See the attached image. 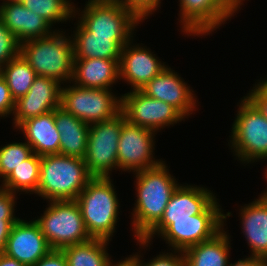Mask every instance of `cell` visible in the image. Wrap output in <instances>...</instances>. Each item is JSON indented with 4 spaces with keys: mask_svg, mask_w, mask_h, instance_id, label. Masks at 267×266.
<instances>
[{
    "mask_svg": "<svg viewBox=\"0 0 267 266\" xmlns=\"http://www.w3.org/2000/svg\"><path fill=\"white\" fill-rule=\"evenodd\" d=\"M169 168L162 161L157 166L133 173L137 198L130 212V224L135 239H142L160 221L171 195L180 184Z\"/></svg>",
    "mask_w": 267,
    "mask_h": 266,
    "instance_id": "obj_1",
    "label": "cell"
},
{
    "mask_svg": "<svg viewBox=\"0 0 267 266\" xmlns=\"http://www.w3.org/2000/svg\"><path fill=\"white\" fill-rule=\"evenodd\" d=\"M111 177H93L75 199L92 238L111 241L120 219V201Z\"/></svg>",
    "mask_w": 267,
    "mask_h": 266,
    "instance_id": "obj_2",
    "label": "cell"
},
{
    "mask_svg": "<svg viewBox=\"0 0 267 266\" xmlns=\"http://www.w3.org/2000/svg\"><path fill=\"white\" fill-rule=\"evenodd\" d=\"M92 178L82 158L61 154L42 156L35 195L46 202L75 200Z\"/></svg>",
    "mask_w": 267,
    "mask_h": 266,
    "instance_id": "obj_3",
    "label": "cell"
},
{
    "mask_svg": "<svg viewBox=\"0 0 267 266\" xmlns=\"http://www.w3.org/2000/svg\"><path fill=\"white\" fill-rule=\"evenodd\" d=\"M69 34L62 28L46 37L25 41L20 44V54L37 76L68 84L72 80L74 66L73 43Z\"/></svg>",
    "mask_w": 267,
    "mask_h": 266,
    "instance_id": "obj_4",
    "label": "cell"
},
{
    "mask_svg": "<svg viewBox=\"0 0 267 266\" xmlns=\"http://www.w3.org/2000/svg\"><path fill=\"white\" fill-rule=\"evenodd\" d=\"M237 103L228 145L241 164L267 160V119L246 97Z\"/></svg>",
    "mask_w": 267,
    "mask_h": 266,
    "instance_id": "obj_5",
    "label": "cell"
},
{
    "mask_svg": "<svg viewBox=\"0 0 267 266\" xmlns=\"http://www.w3.org/2000/svg\"><path fill=\"white\" fill-rule=\"evenodd\" d=\"M45 211L34 220L52 250L91 240L75 200L48 201Z\"/></svg>",
    "mask_w": 267,
    "mask_h": 266,
    "instance_id": "obj_6",
    "label": "cell"
},
{
    "mask_svg": "<svg viewBox=\"0 0 267 266\" xmlns=\"http://www.w3.org/2000/svg\"><path fill=\"white\" fill-rule=\"evenodd\" d=\"M84 9L74 6V18L94 36L134 37L143 21L117 0H88ZM77 7V8H76ZM77 16V17H76Z\"/></svg>",
    "mask_w": 267,
    "mask_h": 266,
    "instance_id": "obj_7",
    "label": "cell"
},
{
    "mask_svg": "<svg viewBox=\"0 0 267 266\" xmlns=\"http://www.w3.org/2000/svg\"><path fill=\"white\" fill-rule=\"evenodd\" d=\"M61 89L62 107L87 124L108 121L121 113V95L113 89L82 88L69 82ZM113 91V92H112Z\"/></svg>",
    "mask_w": 267,
    "mask_h": 266,
    "instance_id": "obj_8",
    "label": "cell"
},
{
    "mask_svg": "<svg viewBox=\"0 0 267 266\" xmlns=\"http://www.w3.org/2000/svg\"><path fill=\"white\" fill-rule=\"evenodd\" d=\"M216 198L201 214L192 219L173 220L158 237L170 248L184 252L188 248L212 239L224 228V211Z\"/></svg>",
    "mask_w": 267,
    "mask_h": 266,
    "instance_id": "obj_9",
    "label": "cell"
},
{
    "mask_svg": "<svg viewBox=\"0 0 267 266\" xmlns=\"http://www.w3.org/2000/svg\"><path fill=\"white\" fill-rule=\"evenodd\" d=\"M125 116L119 113L111 120L90 124L84 161L93 177H110L118 171V142Z\"/></svg>",
    "mask_w": 267,
    "mask_h": 266,
    "instance_id": "obj_10",
    "label": "cell"
},
{
    "mask_svg": "<svg viewBox=\"0 0 267 266\" xmlns=\"http://www.w3.org/2000/svg\"><path fill=\"white\" fill-rule=\"evenodd\" d=\"M121 113L134 125L161 132L186 118L171 104L148 97L140 90L121 94Z\"/></svg>",
    "mask_w": 267,
    "mask_h": 266,
    "instance_id": "obj_11",
    "label": "cell"
},
{
    "mask_svg": "<svg viewBox=\"0 0 267 266\" xmlns=\"http://www.w3.org/2000/svg\"><path fill=\"white\" fill-rule=\"evenodd\" d=\"M156 132L134 125L127 120L123 123L118 142L117 164L119 172L136 173L160 164L155 159Z\"/></svg>",
    "mask_w": 267,
    "mask_h": 266,
    "instance_id": "obj_12",
    "label": "cell"
},
{
    "mask_svg": "<svg viewBox=\"0 0 267 266\" xmlns=\"http://www.w3.org/2000/svg\"><path fill=\"white\" fill-rule=\"evenodd\" d=\"M216 197L217 195L205 186L180 183L171 195L160 221L142 239L152 243L173 220L192 219L193 215L201 214Z\"/></svg>",
    "mask_w": 267,
    "mask_h": 266,
    "instance_id": "obj_13",
    "label": "cell"
},
{
    "mask_svg": "<svg viewBox=\"0 0 267 266\" xmlns=\"http://www.w3.org/2000/svg\"><path fill=\"white\" fill-rule=\"evenodd\" d=\"M178 22L186 36L205 37L213 34L233 17L217 0H178Z\"/></svg>",
    "mask_w": 267,
    "mask_h": 266,
    "instance_id": "obj_14",
    "label": "cell"
},
{
    "mask_svg": "<svg viewBox=\"0 0 267 266\" xmlns=\"http://www.w3.org/2000/svg\"><path fill=\"white\" fill-rule=\"evenodd\" d=\"M140 91L148 97L171 104L187 119L196 113L199 106L194 89L168 64Z\"/></svg>",
    "mask_w": 267,
    "mask_h": 266,
    "instance_id": "obj_15",
    "label": "cell"
},
{
    "mask_svg": "<svg viewBox=\"0 0 267 266\" xmlns=\"http://www.w3.org/2000/svg\"><path fill=\"white\" fill-rule=\"evenodd\" d=\"M142 45L145 44L135 43V39H132L121 51L120 81L123 80L128 86H131L130 91L143 88L167 66L166 62L153 54L150 47Z\"/></svg>",
    "mask_w": 267,
    "mask_h": 266,
    "instance_id": "obj_16",
    "label": "cell"
},
{
    "mask_svg": "<svg viewBox=\"0 0 267 266\" xmlns=\"http://www.w3.org/2000/svg\"><path fill=\"white\" fill-rule=\"evenodd\" d=\"M62 83L37 76L26 95L15 101L12 118L13 129L22 122L60 107Z\"/></svg>",
    "mask_w": 267,
    "mask_h": 266,
    "instance_id": "obj_17",
    "label": "cell"
},
{
    "mask_svg": "<svg viewBox=\"0 0 267 266\" xmlns=\"http://www.w3.org/2000/svg\"><path fill=\"white\" fill-rule=\"evenodd\" d=\"M51 250L34 218L30 221L20 218L12 226L4 253L25 266H33Z\"/></svg>",
    "mask_w": 267,
    "mask_h": 266,
    "instance_id": "obj_18",
    "label": "cell"
},
{
    "mask_svg": "<svg viewBox=\"0 0 267 266\" xmlns=\"http://www.w3.org/2000/svg\"><path fill=\"white\" fill-rule=\"evenodd\" d=\"M0 20L20 44L31 39L46 37L55 30H61V28L54 29L45 19L27 9L19 1H1Z\"/></svg>",
    "mask_w": 267,
    "mask_h": 266,
    "instance_id": "obj_19",
    "label": "cell"
},
{
    "mask_svg": "<svg viewBox=\"0 0 267 266\" xmlns=\"http://www.w3.org/2000/svg\"><path fill=\"white\" fill-rule=\"evenodd\" d=\"M76 22L70 35L74 59H120L122 48L134 38L94 36L78 20Z\"/></svg>",
    "mask_w": 267,
    "mask_h": 266,
    "instance_id": "obj_20",
    "label": "cell"
},
{
    "mask_svg": "<svg viewBox=\"0 0 267 266\" xmlns=\"http://www.w3.org/2000/svg\"><path fill=\"white\" fill-rule=\"evenodd\" d=\"M241 234L250 247V256L267 260V203L259 195L239 208Z\"/></svg>",
    "mask_w": 267,
    "mask_h": 266,
    "instance_id": "obj_21",
    "label": "cell"
},
{
    "mask_svg": "<svg viewBox=\"0 0 267 266\" xmlns=\"http://www.w3.org/2000/svg\"><path fill=\"white\" fill-rule=\"evenodd\" d=\"M120 59H74L71 83L82 88L112 89L120 81Z\"/></svg>",
    "mask_w": 267,
    "mask_h": 266,
    "instance_id": "obj_22",
    "label": "cell"
},
{
    "mask_svg": "<svg viewBox=\"0 0 267 266\" xmlns=\"http://www.w3.org/2000/svg\"><path fill=\"white\" fill-rule=\"evenodd\" d=\"M25 141L39 156L59 154L60 133L57 130L54 110L22 122L17 128Z\"/></svg>",
    "mask_w": 267,
    "mask_h": 266,
    "instance_id": "obj_23",
    "label": "cell"
},
{
    "mask_svg": "<svg viewBox=\"0 0 267 266\" xmlns=\"http://www.w3.org/2000/svg\"><path fill=\"white\" fill-rule=\"evenodd\" d=\"M231 212L224 213V228L212 239L194 245L184 251L186 266H227L230 260L231 235L225 229ZM226 230V231H225Z\"/></svg>",
    "mask_w": 267,
    "mask_h": 266,
    "instance_id": "obj_24",
    "label": "cell"
},
{
    "mask_svg": "<svg viewBox=\"0 0 267 266\" xmlns=\"http://www.w3.org/2000/svg\"><path fill=\"white\" fill-rule=\"evenodd\" d=\"M54 118L60 133L59 154L84 159L90 125L67 113L62 107L54 109Z\"/></svg>",
    "mask_w": 267,
    "mask_h": 266,
    "instance_id": "obj_25",
    "label": "cell"
},
{
    "mask_svg": "<svg viewBox=\"0 0 267 266\" xmlns=\"http://www.w3.org/2000/svg\"><path fill=\"white\" fill-rule=\"evenodd\" d=\"M110 241L92 238L86 242L62 249L68 266H107L112 258L107 250Z\"/></svg>",
    "mask_w": 267,
    "mask_h": 266,
    "instance_id": "obj_26",
    "label": "cell"
},
{
    "mask_svg": "<svg viewBox=\"0 0 267 266\" xmlns=\"http://www.w3.org/2000/svg\"><path fill=\"white\" fill-rule=\"evenodd\" d=\"M41 156L33 153L29 158L22 161L17 168L8 175L0 184L1 188L12 193L35 194L40 179ZM23 192V193H22Z\"/></svg>",
    "mask_w": 267,
    "mask_h": 266,
    "instance_id": "obj_27",
    "label": "cell"
},
{
    "mask_svg": "<svg viewBox=\"0 0 267 266\" xmlns=\"http://www.w3.org/2000/svg\"><path fill=\"white\" fill-rule=\"evenodd\" d=\"M1 76L5 79L15 101L27 94L37 77L34 69L21 54L1 67Z\"/></svg>",
    "mask_w": 267,
    "mask_h": 266,
    "instance_id": "obj_28",
    "label": "cell"
},
{
    "mask_svg": "<svg viewBox=\"0 0 267 266\" xmlns=\"http://www.w3.org/2000/svg\"><path fill=\"white\" fill-rule=\"evenodd\" d=\"M23 5L45 19L52 27L74 21V2L72 0H23Z\"/></svg>",
    "mask_w": 267,
    "mask_h": 266,
    "instance_id": "obj_29",
    "label": "cell"
},
{
    "mask_svg": "<svg viewBox=\"0 0 267 266\" xmlns=\"http://www.w3.org/2000/svg\"><path fill=\"white\" fill-rule=\"evenodd\" d=\"M33 154L32 147L24 142H10L0 147V182Z\"/></svg>",
    "mask_w": 267,
    "mask_h": 266,
    "instance_id": "obj_30",
    "label": "cell"
},
{
    "mask_svg": "<svg viewBox=\"0 0 267 266\" xmlns=\"http://www.w3.org/2000/svg\"><path fill=\"white\" fill-rule=\"evenodd\" d=\"M137 243L136 245H139V248L141 249L138 253L136 252L133 255L136 257V262L138 266H186V259L184 256V252L182 251H175V250H169L171 252H159V255L157 254L156 257L148 260L147 262L144 261L146 259H143L141 251L144 249L147 250L150 249V246L153 244L151 242L145 241L144 239H134Z\"/></svg>",
    "mask_w": 267,
    "mask_h": 266,
    "instance_id": "obj_31",
    "label": "cell"
},
{
    "mask_svg": "<svg viewBox=\"0 0 267 266\" xmlns=\"http://www.w3.org/2000/svg\"><path fill=\"white\" fill-rule=\"evenodd\" d=\"M20 54V43L0 20V66H5Z\"/></svg>",
    "mask_w": 267,
    "mask_h": 266,
    "instance_id": "obj_32",
    "label": "cell"
},
{
    "mask_svg": "<svg viewBox=\"0 0 267 266\" xmlns=\"http://www.w3.org/2000/svg\"><path fill=\"white\" fill-rule=\"evenodd\" d=\"M127 9L133 11L143 22L161 9L162 0H117ZM160 8V9H159Z\"/></svg>",
    "mask_w": 267,
    "mask_h": 266,
    "instance_id": "obj_33",
    "label": "cell"
},
{
    "mask_svg": "<svg viewBox=\"0 0 267 266\" xmlns=\"http://www.w3.org/2000/svg\"><path fill=\"white\" fill-rule=\"evenodd\" d=\"M17 195L0 187V222H17L20 219L15 211Z\"/></svg>",
    "mask_w": 267,
    "mask_h": 266,
    "instance_id": "obj_34",
    "label": "cell"
},
{
    "mask_svg": "<svg viewBox=\"0 0 267 266\" xmlns=\"http://www.w3.org/2000/svg\"><path fill=\"white\" fill-rule=\"evenodd\" d=\"M260 77L256 80L253 88L249 90L246 97L259 109L267 119V80ZM257 83V84H256Z\"/></svg>",
    "mask_w": 267,
    "mask_h": 266,
    "instance_id": "obj_35",
    "label": "cell"
},
{
    "mask_svg": "<svg viewBox=\"0 0 267 266\" xmlns=\"http://www.w3.org/2000/svg\"><path fill=\"white\" fill-rule=\"evenodd\" d=\"M14 109L15 100L11 95L5 79L0 75V119L13 116Z\"/></svg>",
    "mask_w": 267,
    "mask_h": 266,
    "instance_id": "obj_36",
    "label": "cell"
},
{
    "mask_svg": "<svg viewBox=\"0 0 267 266\" xmlns=\"http://www.w3.org/2000/svg\"><path fill=\"white\" fill-rule=\"evenodd\" d=\"M33 266H68V262L62 250H51Z\"/></svg>",
    "mask_w": 267,
    "mask_h": 266,
    "instance_id": "obj_37",
    "label": "cell"
},
{
    "mask_svg": "<svg viewBox=\"0 0 267 266\" xmlns=\"http://www.w3.org/2000/svg\"><path fill=\"white\" fill-rule=\"evenodd\" d=\"M227 266H267V260L260 257L246 255L245 258H238V261L235 260L234 263L229 260Z\"/></svg>",
    "mask_w": 267,
    "mask_h": 266,
    "instance_id": "obj_38",
    "label": "cell"
},
{
    "mask_svg": "<svg viewBox=\"0 0 267 266\" xmlns=\"http://www.w3.org/2000/svg\"><path fill=\"white\" fill-rule=\"evenodd\" d=\"M15 222H0V253L6 249L7 239Z\"/></svg>",
    "mask_w": 267,
    "mask_h": 266,
    "instance_id": "obj_39",
    "label": "cell"
},
{
    "mask_svg": "<svg viewBox=\"0 0 267 266\" xmlns=\"http://www.w3.org/2000/svg\"><path fill=\"white\" fill-rule=\"evenodd\" d=\"M233 17L238 14L245 0H217ZM240 9V10H239Z\"/></svg>",
    "mask_w": 267,
    "mask_h": 266,
    "instance_id": "obj_40",
    "label": "cell"
},
{
    "mask_svg": "<svg viewBox=\"0 0 267 266\" xmlns=\"http://www.w3.org/2000/svg\"><path fill=\"white\" fill-rule=\"evenodd\" d=\"M107 266H138V265L136 262V257L132 254L128 255L125 258H122L120 261L118 260V262H116V260L110 259Z\"/></svg>",
    "mask_w": 267,
    "mask_h": 266,
    "instance_id": "obj_41",
    "label": "cell"
},
{
    "mask_svg": "<svg viewBox=\"0 0 267 266\" xmlns=\"http://www.w3.org/2000/svg\"><path fill=\"white\" fill-rule=\"evenodd\" d=\"M0 266H25L15 258L9 257L5 253H0Z\"/></svg>",
    "mask_w": 267,
    "mask_h": 266,
    "instance_id": "obj_42",
    "label": "cell"
},
{
    "mask_svg": "<svg viewBox=\"0 0 267 266\" xmlns=\"http://www.w3.org/2000/svg\"><path fill=\"white\" fill-rule=\"evenodd\" d=\"M260 196L265 200V202L267 203V190L264 189V191H261Z\"/></svg>",
    "mask_w": 267,
    "mask_h": 266,
    "instance_id": "obj_43",
    "label": "cell"
},
{
    "mask_svg": "<svg viewBox=\"0 0 267 266\" xmlns=\"http://www.w3.org/2000/svg\"><path fill=\"white\" fill-rule=\"evenodd\" d=\"M266 168H264L265 169V173H264V175L263 176H265V177H263V178H265V180L267 181V165L265 166ZM267 183V182H266ZM266 190H267V187H266Z\"/></svg>",
    "mask_w": 267,
    "mask_h": 266,
    "instance_id": "obj_44",
    "label": "cell"
},
{
    "mask_svg": "<svg viewBox=\"0 0 267 266\" xmlns=\"http://www.w3.org/2000/svg\"><path fill=\"white\" fill-rule=\"evenodd\" d=\"M1 1H19V2H21L23 0H1Z\"/></svg>",
    "mask_w": 267,
    "mask_h": 266,
    "instance_id": "obj_45",
    "label": "cell"
}]
</instances>
